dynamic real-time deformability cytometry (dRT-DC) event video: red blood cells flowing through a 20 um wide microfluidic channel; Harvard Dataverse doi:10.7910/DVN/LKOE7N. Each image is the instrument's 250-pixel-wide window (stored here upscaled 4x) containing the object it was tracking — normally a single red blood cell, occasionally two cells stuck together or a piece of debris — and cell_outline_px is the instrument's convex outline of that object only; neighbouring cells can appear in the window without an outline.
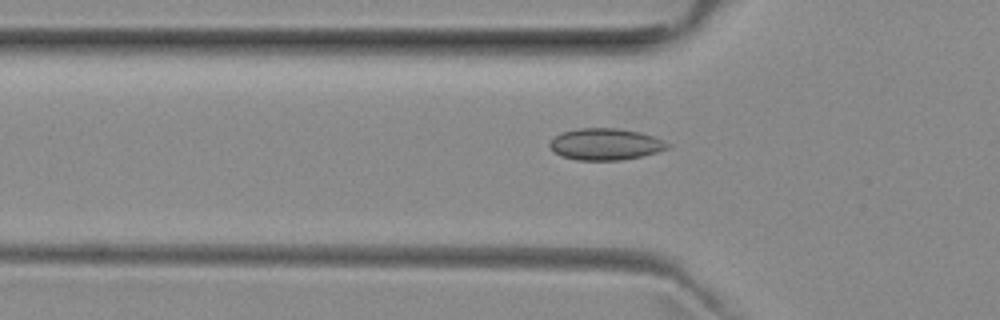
{"species": "common noctule bat (a hibernating species)", "species_latin": "Nyctalus noctula", "temperature_condition": "room temperature", "stored_images_in_passage": 39, "camera_frame_rate_fps": 3000, "um_per_image_px": 0.085, "animal": {"sex": "female", "body_mass_g": 29.2, "forearm_length_mm": 56.3}, "frame": {"image": 1, "passage_image": 6, "time_ms": 1.667, "image_size_px": [1000, 320], "cell_outline_px": [[672, 144], [668, 148], [656, 152], [640, 156], [620, 160], [576, 160], [560, 156], [552, 152], [548, 144], [556, 136], [564, 132], [580, 128], [620, 128], [640, 132], [656, 136]], "centroid_in_image_um": [51.48, 12.25], "position_along_channel_um": 74.3, "area_um2": 21.85}}
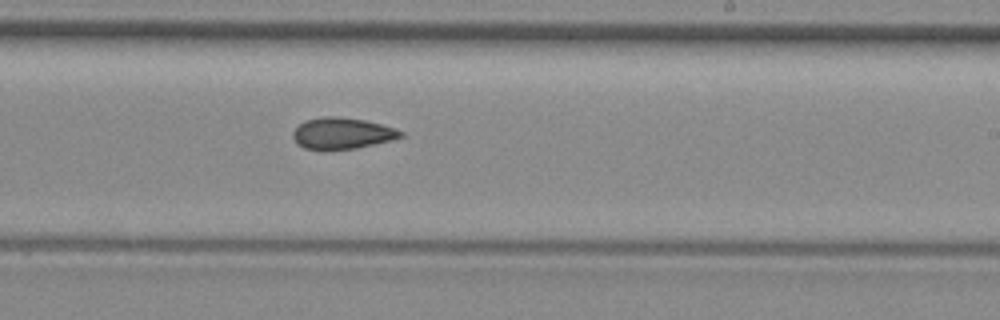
{"frame": {"image": 2, "passage_image": 20, "time_ms": 6.333, "image_size_px": [1000, 320], "cell_outline_px": [[404, 136], [392, 140], [356, 148], [304, 148], [292, 136], [292, 132], [304, 120], [324, 116], [340, 116], [364, 120], [396, 128], [404, 132]], "centroid_in_image_um": [29.12, 11.3], "position_along_channel_um": 259.9, "area_um2": 19.31}}
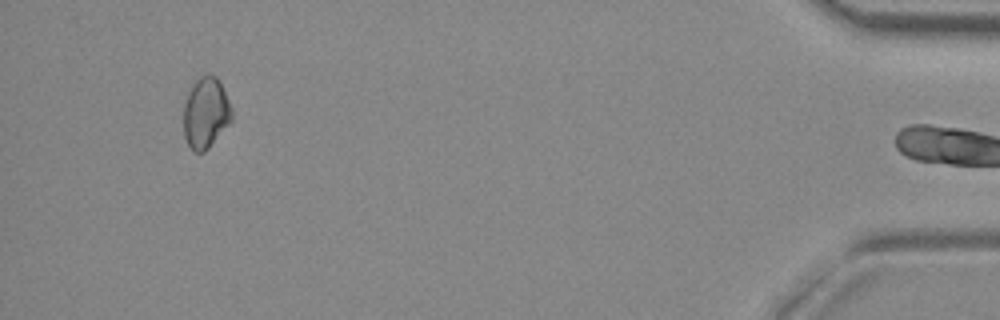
{"frame": {"image": 3, "passage_image": 38, "time_ms": 12.333, "image_size_px": [1000, 320], "cell_outline_px": [[232, 120], [208, 148], [204, 152], [192, 152], [184, 136], [184, 104], [188, 92], [192, 84], [200, 76], [208, 72], [216, 76], [220, 80], [232, 108]], "centroid_in_image_um": [17.49, 9.56], "position_along_channel_um": 417.7, "area_um2": 20.11}, "authors_computed_cell_mechanics": {"area_um2": 19.652, "velocity_mm_per_s": 3.9628, "shape_relaxation_time_tau1_ms": null, "shape_relaxation_time_tau2_ms": 8.3291, "deformation_change_tau1": null, "deformation_change_tau2": 0.1131}}